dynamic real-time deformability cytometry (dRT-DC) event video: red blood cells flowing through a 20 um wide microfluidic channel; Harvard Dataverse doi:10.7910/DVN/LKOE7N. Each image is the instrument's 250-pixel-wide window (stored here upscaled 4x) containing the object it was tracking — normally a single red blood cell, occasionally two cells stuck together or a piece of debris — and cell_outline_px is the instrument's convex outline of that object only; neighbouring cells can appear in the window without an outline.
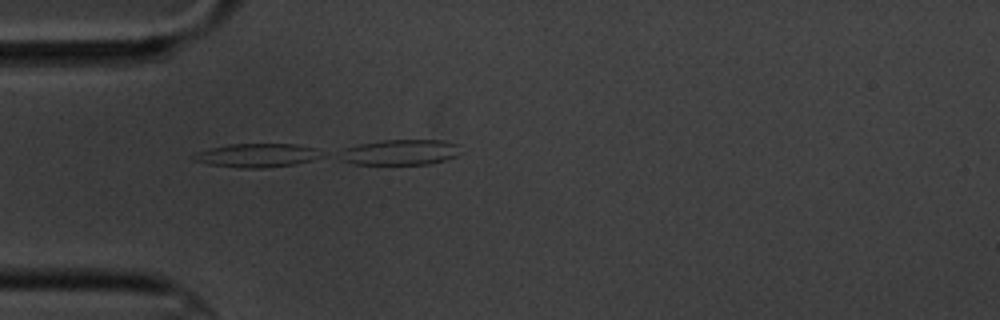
{"species": "common noctule bat (a hibernating species)", "species_latin": "Nyctalus noctula", "temperature_condition": "cold", "stored_images_in_passage": 5, "camera_frame_rate_fps": 3000, "um_per_image_px": 0.085, "animal": {"sex": "male", "body_mass_g": 20.1, "forearm_length_mm": 53.5}, "frame": {"image": 1, "passage_image": 4, "time_ms": 4.333, "image_size_px": [1000, 320], "cell_outline_px": [[324, 156], [312, 160], [292, 164], [260, 168], [240, 168], [208, 164], [192, 160], [192, 156], [196, 152], [228, 144], [296, 144], [316, 148], [324, 152]], "centroid_in_image_um": [21.86, 13.2], "position_along_channel_um": 63.1, "area_um2": 17.69}}